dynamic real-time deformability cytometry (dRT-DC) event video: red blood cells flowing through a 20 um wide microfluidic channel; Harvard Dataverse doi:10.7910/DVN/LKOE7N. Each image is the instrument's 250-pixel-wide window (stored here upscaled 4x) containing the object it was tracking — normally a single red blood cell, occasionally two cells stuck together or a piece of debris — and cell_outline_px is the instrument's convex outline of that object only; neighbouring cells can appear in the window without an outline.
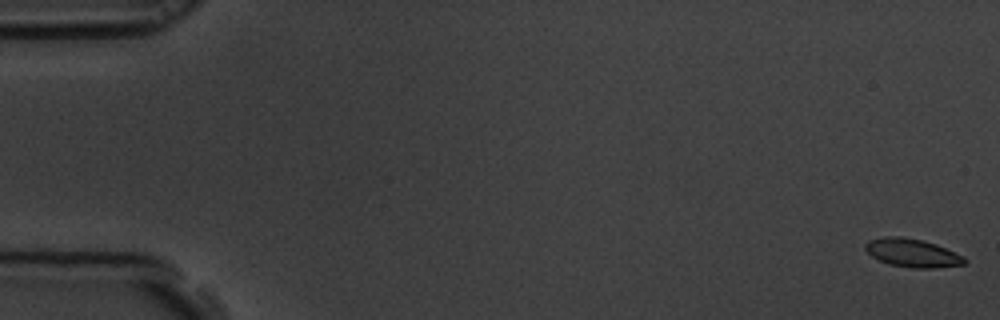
{"species": "common noctule bat (a hibernating species)", "species_latin": "Nyctalus noctula", "temperature_condition": "room temperature", "stored_images_in_passage": 19, "camera_frame_rate_fps": 3000, "um_per_image_px": 0.085, "animal": {"sex": "male", "body_mass_g": 19.5, "forearm_length_mm": 54.6}, "frame": {"image": 1, "passage_image": 1, "time_ms": 0.0, "image_size_px": [1000, 320], "cell_outline_px": [[968, 260], [964, 264], [932, 268], [912, 268], [888, 264], [872, 256], [864, 248], [864, 244], [868, 240], [884, 236], [900, 236], [920, 240], [936, 244], [964, 256]], "centroid_in_image_um": [77.53, 21.49], "position_along_channel_um": 7.5, "area_um2": 16.36}}